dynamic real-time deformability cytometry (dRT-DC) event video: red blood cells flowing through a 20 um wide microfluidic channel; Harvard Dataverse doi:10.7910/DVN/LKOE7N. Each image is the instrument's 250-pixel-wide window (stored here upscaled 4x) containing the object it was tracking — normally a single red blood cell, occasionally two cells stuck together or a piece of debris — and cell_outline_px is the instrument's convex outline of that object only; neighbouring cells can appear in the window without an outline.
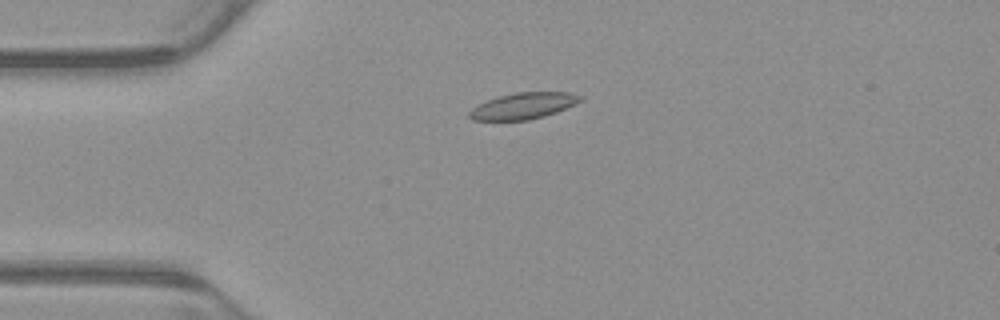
{"species": "common noctule bat (a hibernating species)", "species_latin": "Nyctalus noctula", "temperature_condition": "warm", "stored_images_in_passage": 5, "camera_frame_rate_fps": 3000, "um_per_image_px": 0.085, "animal": {"sex": "male", "body_mass_g": 23.1, "forearm_length_mm": 52.7}, "frame": {"image": 1, "passage_image": 4, "time_ms": 1.0, "image_size_px": [1000, 320], "cell_outline_px": [[584, 100], [576, 104], [556, 112], [544, 116], [528, 120], [472, 120], [468, 116], [468, 112], [472, 108], [488, 100], [500, 96], [516, 92], [568, 92], [584, 96]], "centroid_in_image_um": [44.53, 8.99], "position_along_channel_um": 40.5, "area_um2": 16.99}}